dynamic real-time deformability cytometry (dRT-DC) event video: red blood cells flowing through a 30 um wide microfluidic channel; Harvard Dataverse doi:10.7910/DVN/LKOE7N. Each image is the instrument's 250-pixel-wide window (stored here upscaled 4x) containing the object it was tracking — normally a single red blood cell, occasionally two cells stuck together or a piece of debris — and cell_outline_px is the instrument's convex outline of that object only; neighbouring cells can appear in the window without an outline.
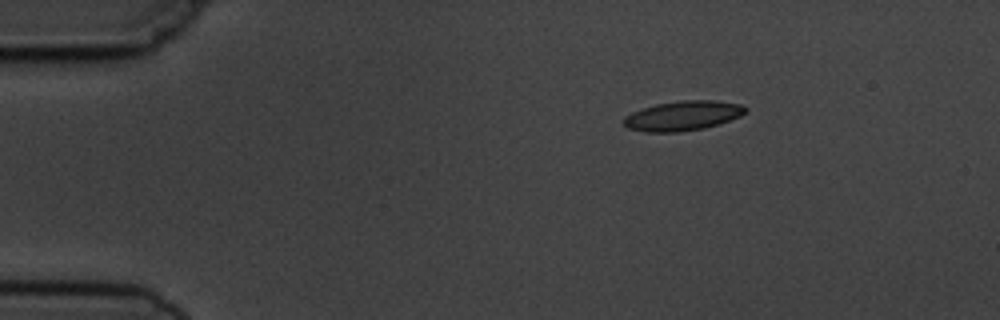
{"species": "common noctule bat (a hibernating species)", "species_latin": "Nyctalus noctula", "temperature_condition": "cold", "stored_images_in_passage": 6, "camera_frame_rate_fps": 3000, "um_per_image_px": 0.085, "animal": {"sex": "male", "body_mass_g": 19.5, "forearm_length_mm": 54.6}, "frame": {"image": 1, "passage_image": 1, "time_ms": 0.0, "image_size_px": [1000, 320], "cell_outline_px": [[748, 108], [740, 116], [720, 124], [704, 128], [680, 132], [644, 132], [628, 128], [624, 124], [624, 116], [632, 112], [656, 104], [684, 100], [712, 100], [740, 104]], "centroid_in_image_um": [58.04, 9.85], "position_along_channel_um": 27.0, "area_um2": 20.98}}
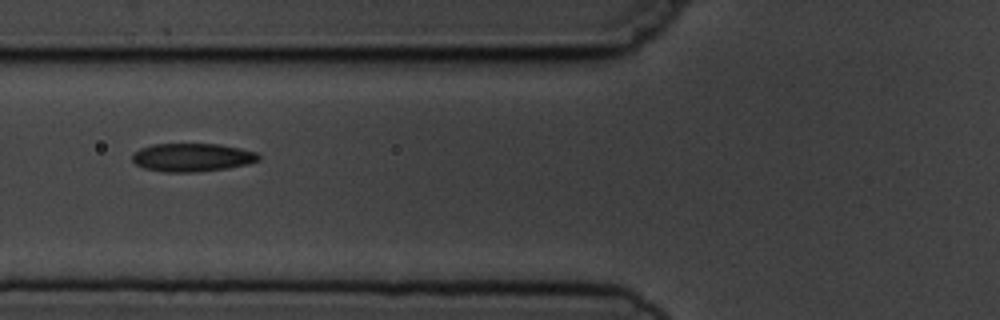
{"frame": {"image": 2, "passage_image": 4, "time_ms": 4.0, "image_size_px": [1000, 320], "cell_outline_px": [[260, 160], [248, 164], [228, 168], [196, 172], [164, 172], [144, 168], [136, 164], [132, 160], [132, 156], [140, 148], [152, 144], [220, 144], [240, 148], [256, 152], [260, 156]], "centroid_in_image_um": [16.35, 13.38], "position_along_channel_um": 109.4, "area_um2": 20.87}}
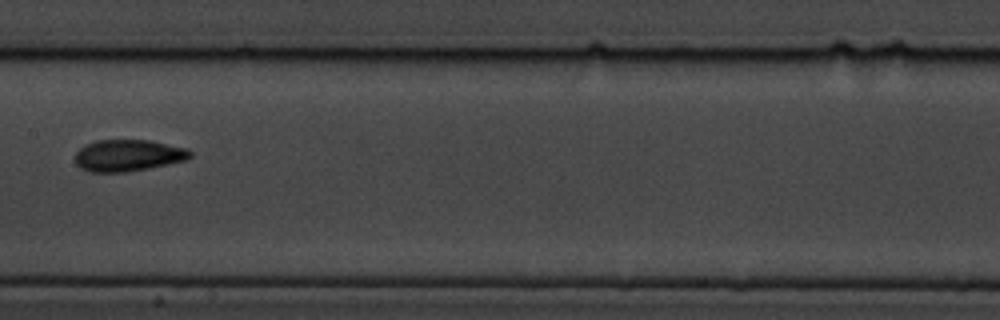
{"frame": {"image": 3, "passage_image": 6, "time_ms": 6.333, "image_size_px": [1000, 320], "cell_outline_px": [[192, 156], [188, 160], [148, 168], [124, 172], [92, 172], [80, 168], [76, 164], [76, 152], [84, 144], [96, 140], [148, 140], [188, 148], [192, 152]], "centroid_in_image_um": [10.9, 13.2], "position_along_channel_um": 196.5, "area_um2": 21.33}}